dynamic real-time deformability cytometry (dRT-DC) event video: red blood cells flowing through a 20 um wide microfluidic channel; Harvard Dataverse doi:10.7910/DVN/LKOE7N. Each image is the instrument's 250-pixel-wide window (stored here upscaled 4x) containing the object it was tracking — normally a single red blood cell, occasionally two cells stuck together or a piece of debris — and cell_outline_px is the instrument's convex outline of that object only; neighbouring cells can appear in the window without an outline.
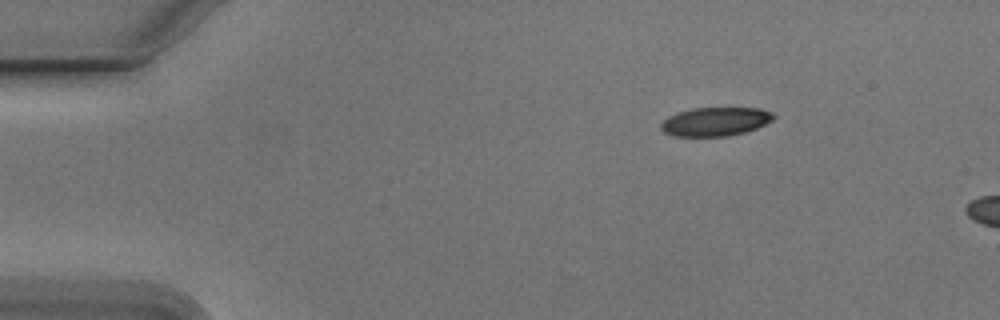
{"species": "Egyptian fruit bat (a non-hibernating species)", "species_latin": "Rousettus aegyptiacus", "temperature_condition": "cold", "stored_images_in_passage": 6, "camera_frame_rate_fps": 3000, "um_per_image_px": 0.085, "animal": {"sex": "male"}, "frame": {"image": 1, "passage_image": 1, "time_ms": 0.0, "image_size_px": [1000, 320], "cell_outline_px": [[776, 116], [772, 120], [756, 128], [744, 132], [728, 136], [672, 136], [664, 132], [660, 128], [660, 124], [668, 116], [692, 108], [760, 108], [772, 112]], "centroid_in_image_um": [60.8, 10.33], "position_along_channel_um": 24.2, "area_um2": 18.79}}